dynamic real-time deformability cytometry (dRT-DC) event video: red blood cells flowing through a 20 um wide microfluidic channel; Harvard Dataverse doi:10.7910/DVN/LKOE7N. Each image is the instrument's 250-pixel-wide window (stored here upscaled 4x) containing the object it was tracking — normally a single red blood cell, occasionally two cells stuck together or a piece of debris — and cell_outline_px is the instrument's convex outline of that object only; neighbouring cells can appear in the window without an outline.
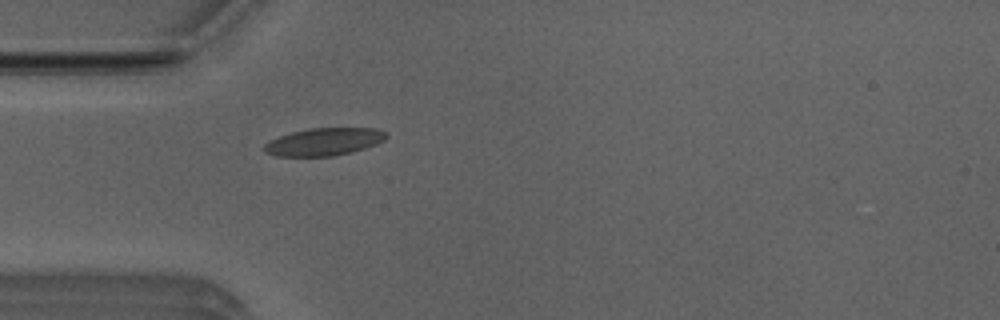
{"species": "Egyptian fruit bat (a non-hibernating species)", "species_latin": "Rousettus aegyptiacus", "temperature_condition": "room temperature", "stored_images_in_passage": 40, "camera_frame_rate_fps": 3000, "um_per_image_px": 0.085, "animal": {"sex": "male"}, "frame": {"image": 1, "passage_image": 3, "time_ms": 0.667, "image_size_px": [1000, 320], "cell_outline_px": [[388, 136], [384, 140], [376, 144], [352, 152], [332, 156], [276, 156], [264, 152], [264, 144], [280, 136], [292, 132], [308, 128], [376, 128], [384, 132]], "centroid_in_image_um": [27.54, 12.05], "position_along_channel_um": 57.5, "area_um2": 19.48}}
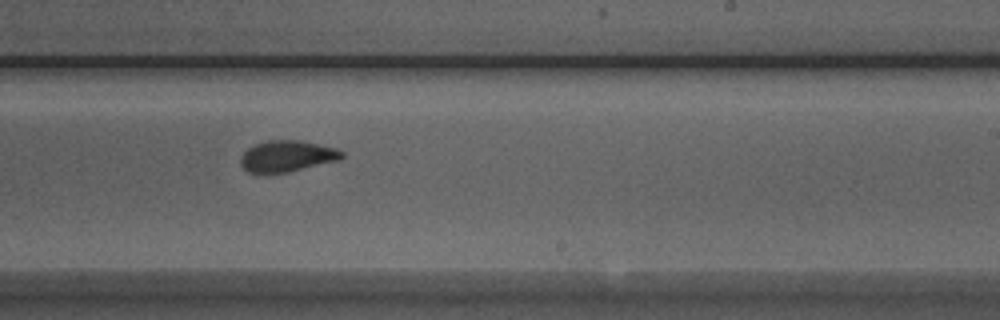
{"frame": {"image": 2, "passage_image": 19, "time_ms": 6.0, "image_size_px": [1000, 320], "cell_outline_px": [[344, 156], [340, 160], [288, 172], [256, 176], [248, 172], [240, 164], [240, 156], [248, 148], [256, 144], [268, 140], [300, 140], [336, 148], [344, 152]], "centroid_in_image_um": [24.36, 13.31], "position_along_channel_um": 264.6, "area_um2": 18.9}}
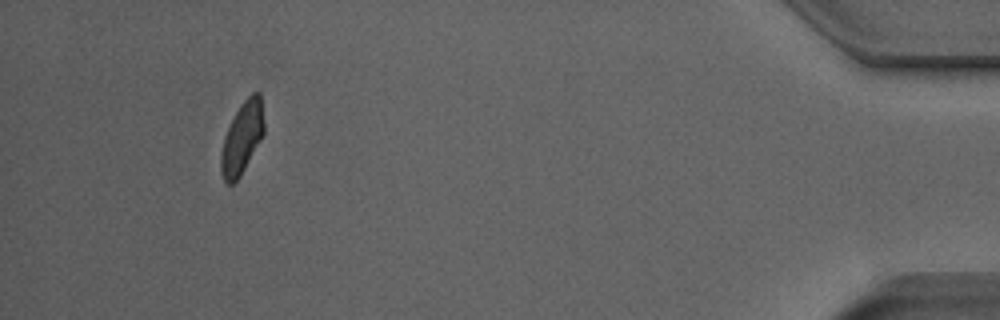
{"frame": {"image": 3, "passage_image": 36, "time_ms": 11.667, "image_size_px": [1000, 320], "cell_outline_px": [[264, 132], [260, 140], [240, 176], [232, 184], [228, 184], [224, 180], [220, 168], [220, 156], [224, 136], [240, 104], [252, 92], [260, 92], [264, 124]], "centroid_in_image_um": [20.57, 11.71], "position_along_channel_um": 414.6, "area_um2": 17.74}, "authors_computed_cell_mechanics": {"area_um2": 18.8717, "velocity_mm_per_s": 3.9381, "shape_relaxation_time_tau1_ms": 6.8123, "shape_relaxation_time_tau2_ms": 0.9837, "deformation_change_tau1": 0.1623, "deformation_change_tau2": 0.0397}}